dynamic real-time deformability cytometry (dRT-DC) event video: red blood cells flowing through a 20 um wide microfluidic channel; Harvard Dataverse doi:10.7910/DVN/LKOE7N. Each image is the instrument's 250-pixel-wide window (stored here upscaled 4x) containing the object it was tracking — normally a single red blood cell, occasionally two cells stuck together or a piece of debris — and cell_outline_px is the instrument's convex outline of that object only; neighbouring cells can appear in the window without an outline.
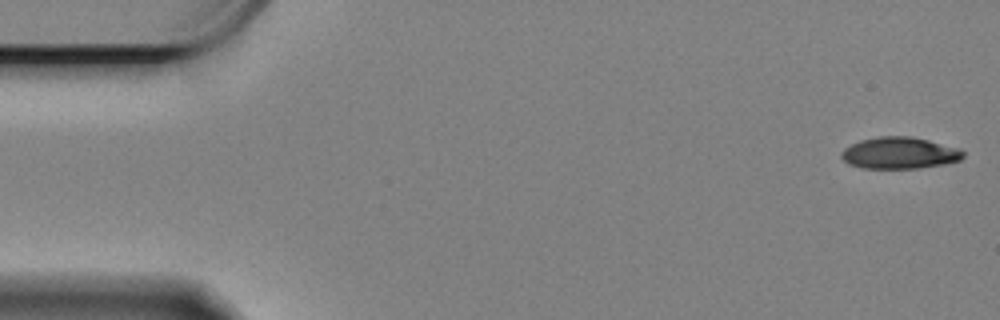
{"species": "Egyptian fruit bat (a non-hibernating species)", "species_latin": "Rousettus aegyptiacus", "temperature_condition": "cold", "stored_images_in_passage": 59, "camera_frame_rate_fps": 3000, "um_per_image_px": 0.085, "animal": {"sex": "female"}, "frame": {"image": 1, "passage_image": 1, "time_ms": 0.0, "image_size_px": [1000, 320], "cell_outline_px": [[964, 156], [960, 160], [944, 164], [920, 168], [864, 168], [848, 164], [840, 156], [840, 152], [844, 148], [860, 140], [880, 136], [912, 136], [960, 148], [964, 152]], "centroid_in_image_um": [76.46, 13.0], "position_along_channel_um": 8.5, "area_um2": 22.54}}
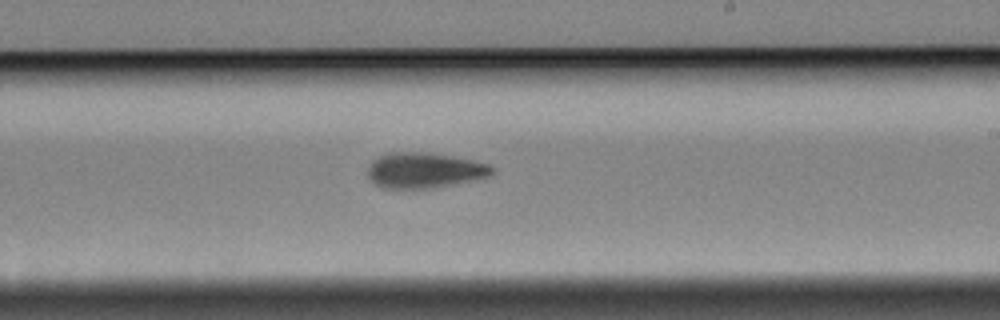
{"frame": {"image": 2, "passage_image": 34, "time_ms": 11.0, "image_size_px": [1000, 320], "cell_outline_px": [[496, 168], [492, 176], [428, 188], [384, 188], [376, 184], [368, 176], [368, 164], [372, 160], [388, 152], [428, 152], [472, 160], [488, 164]], "centroid_in_image_um": [36.07, 14.46], "position_along_channel_um": 252.9, "area_um2": 25.49}}
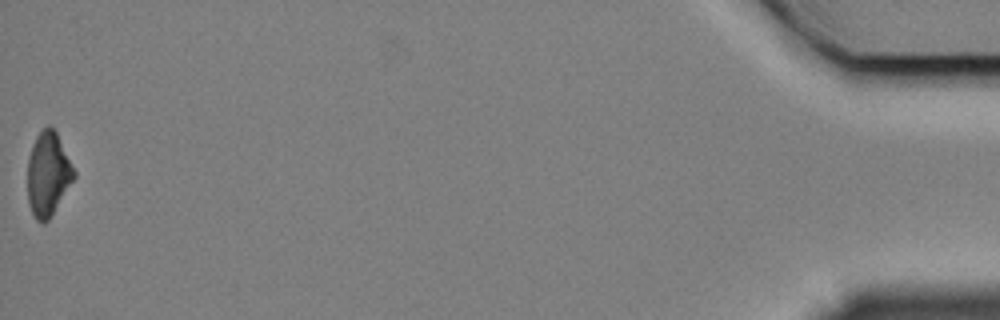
{"frame": {"image": 3, "passage_image": 59, "time_ms": 19.333, "image_size_px": [1000, 320], "cell_outline_px": [[76, 176], [48, 220], [36, 220], [28, 204], [28, 160], [32, 144], [36, 136], [48, 124], [56, 132], [76, 172]], "centroid_in_image_um": [4.08, 14.77], "position_along_channel_um": 431.1, "area_um2": 22.31}, "authors_computed_cell_mechanics": {"area_um2": 24.276, "velocity_mm_per_s": 3.3223, "shape_relaxation_time_tau1_ms": 4.4062, "shape_relaxation_time_tau2_ms": 9.762, "deformation_change_tau1": 0.1442, "deformation_change_tau2": 0.1962}}